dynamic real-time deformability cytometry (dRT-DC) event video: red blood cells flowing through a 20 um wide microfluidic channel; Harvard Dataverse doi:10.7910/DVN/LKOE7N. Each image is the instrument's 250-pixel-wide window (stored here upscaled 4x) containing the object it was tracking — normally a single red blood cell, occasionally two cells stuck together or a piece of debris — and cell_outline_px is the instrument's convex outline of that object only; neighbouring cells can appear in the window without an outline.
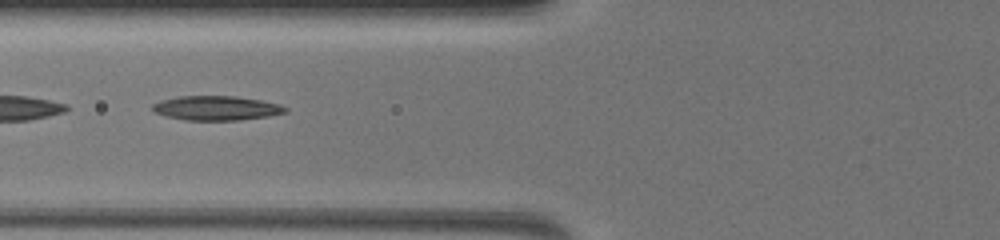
{"species": "common noctule bat (a hibernating species)", "species_latin": "Nyctalus noctula", "temperature_condition": "warm", "stored_images_in_passage": 18, "camera_frame_rate_fps": 3000, "um_per_image_px": 0.085, "animal": {"sex": "female", "body_mass_g": 19.5, "forearm_length_mm": 54.1}, "frame": {"image": 1, "passage_image": 18, "time_ms": 7.667, "image_size_px": [1000, 240], "cell_outline_px": [[288, 112], [268, 116], [240, 120], [184, 120], [164, 116], [156, 112], [152, 108], [152, 104], [160, 100], [176, 96], [236, 96], [260, 100], [280, 104], [288, 108]], "centroid_in_image_um": [18.39, 9.18], "position_along_channel_um": 107.4, "area_um2": 19.02}}